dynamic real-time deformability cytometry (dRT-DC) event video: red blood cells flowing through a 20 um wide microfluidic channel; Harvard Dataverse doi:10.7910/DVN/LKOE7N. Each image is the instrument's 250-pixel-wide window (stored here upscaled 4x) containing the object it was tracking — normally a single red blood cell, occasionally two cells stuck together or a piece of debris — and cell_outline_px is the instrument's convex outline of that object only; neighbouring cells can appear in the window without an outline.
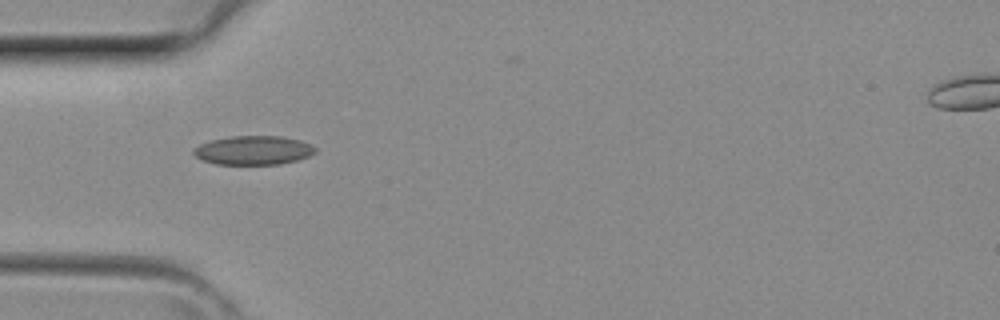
{"species": "common noctule bat (a hibernating species)", "species_latin": "Nyctalus noctula", "temperature_condition": "room temperature", "stored_images_in_passage": 5, "camera_frame_rate_fps": 3000, "um_per_image_px": 0.085, "animal": {"sex": "female", "body_mass_g": 29.2, "forearm_length_mm": 56.3}, "frame": {"image": 1, "passage_image": 4, "time_ms": 1.0, "image_size_px": [1000, 320], "cell_outline_px": [[316, 152], [308, 156], [296, 160], [280, 164], [216, 164], [204, 160], [196, 156], [192, 152], [192, 148], [200, 144], [212, 140], [232, 136], [280, 136], [300, 140], [312, 144], [316, 148]], "centroid_in_image_um": [21.55, 12.77], "position_along_channel_um": 63.5, "area_um2": 20.46}}
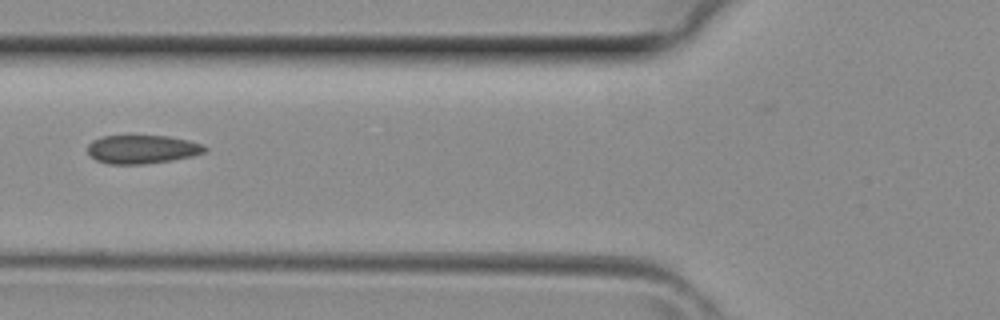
{"frame": {"image": 2, "passage_image": 5, "time_ms": 1.333, "image_size_px": [1000, 320], "cell_outline_px": [[208, 148], [204, 152], [192, 156], [172, 160], [144, 164], [108, 164], [96, 160], [88, 152], [88, 144], [92, 140], [104, 136], [168, 136], [188, 140], [200, 144]], "centroid_in_image_um": [12.07, 12.69], "position_along_channel_um": 113.7, "area_um2": 19.36}}